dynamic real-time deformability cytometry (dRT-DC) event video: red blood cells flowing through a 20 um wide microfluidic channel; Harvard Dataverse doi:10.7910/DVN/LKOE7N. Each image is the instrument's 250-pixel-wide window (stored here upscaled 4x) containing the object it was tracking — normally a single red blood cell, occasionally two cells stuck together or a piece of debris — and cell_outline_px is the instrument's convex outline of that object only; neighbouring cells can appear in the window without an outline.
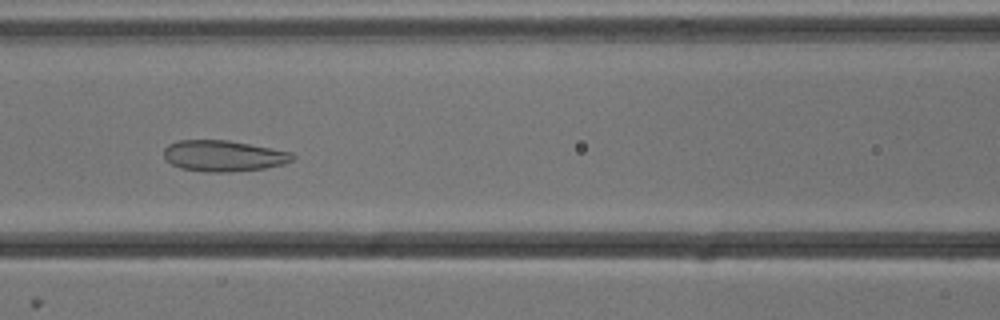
{"species": "common noctule bat (a hibernating species)", "species_latin": "Nyctalus noctula", "temperature_condition": "cold", "stored_images_in_passage": 52, "camera_frame_rate_fps": 3000, "um_per_image_px": 0.085, "animal": {"sex": "male", "body_mass_g": 13.3}, "frame": {"image": 1, "passage_image": 22, "time_ms": 7.0, "image_size_px": [1000, 320], "cell_outline_px": [[296, 156], [292, 160], [284, 164], [264, 168], [228, 172], [204, 172], [180, 168], [164, 160], [164, 148], [168, 144], [180, 140], [228, 140], [292, 152]], "centroid_in_image_um": [18.97, 13.25], "position_along_channel_um": 147.6, "area_um2": 23.35}}
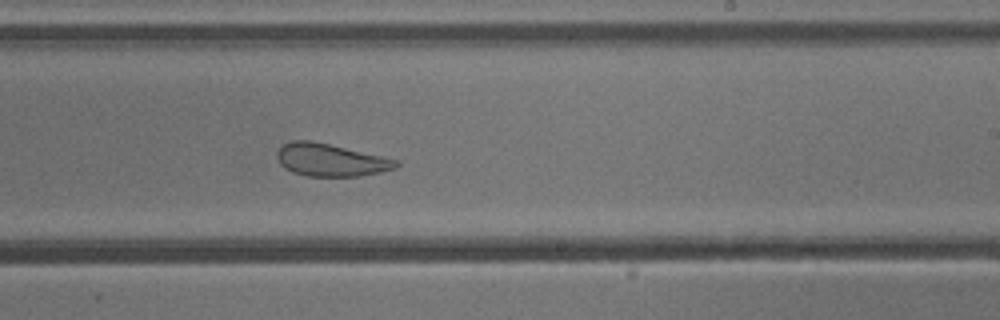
{"frame": {"image": 2, "passage_image": 31, "time_ms": 10.0, "image_size_px": [1000, 320], "cell_outline_px": [[400, 164], [396, 168], [360, 176], [308, 176], [292, 172], [284, 168], [280, 164], [276, 156], [276, 152], [284, 144], [292, 140], [312, 140], [400, 160]], "centroid_in_image_um": [28.1, 13.59], "position_along_channel_um": 260.9, "area_um2": 22.66}}
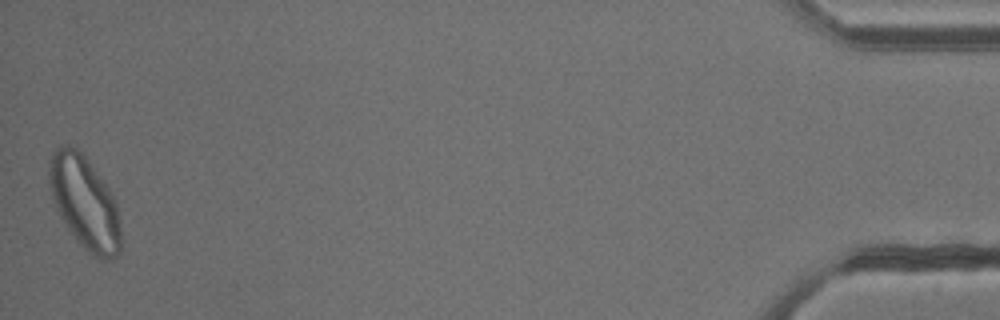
{"frame": {"image": 3, "passage_image": 52, "time_ms": 17.0, "image_size_px": [1000, 320], "cell_outline_px": [[120, 252], [112, 260], [100, 260], [92, 256], [80, 244], [68, 228], [60, 216], [56, 208], [52, 196], [48, 180], [48, 164], [52, 152], [60, 144], [68, 144], [76, 148], [84, 156], [108, 188], [116, 204], [120, 220]], "centroid_in_image_um": [7.18, 17.23], "position_along_channel_um": 428.0, "area_um2": 38.67}}